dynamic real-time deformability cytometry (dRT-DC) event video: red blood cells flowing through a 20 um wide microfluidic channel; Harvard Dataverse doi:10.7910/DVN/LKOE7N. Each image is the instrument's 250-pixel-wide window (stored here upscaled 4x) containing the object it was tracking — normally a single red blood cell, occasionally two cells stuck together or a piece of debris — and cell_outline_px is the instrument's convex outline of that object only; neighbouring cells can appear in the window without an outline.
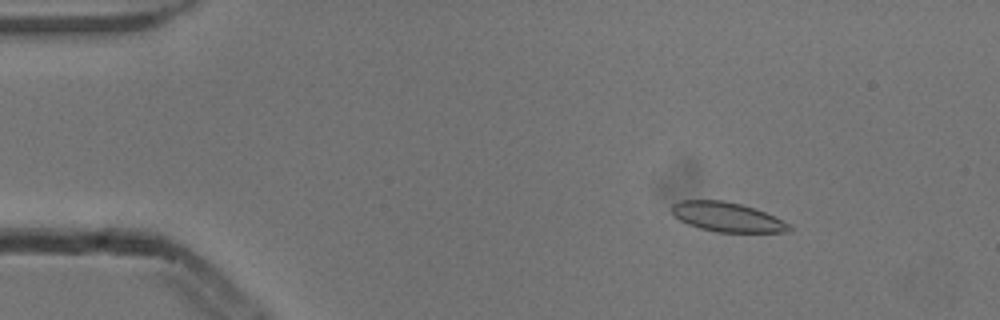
{"species": "common noctule bat (a hibernating species)", "species_latin": "Nyctalus noctula", "temperature_condition": "cold", "stored_images_in_passage": 4, "camera_frame_rate_fps": 3000, "um_per_image_px": 0.085, "animal": {"sex": "male", "body_mass_g": 13.3}, "frame": {"image": 1, "passage_image": 1, "time_ms": 0.0, "image_size_px": [1000, 320], "cell_outline_px": [[792, 228], [788, 232], [716, 232], [700, 228], [688, 224], [680, 220], [672, 212], [672, 204], [680, 200], [724, 200], [740, 204], [764, 212], [792, 224]], "centroid_in_image_um": [61.82, 18.45], "position_along_channel_um": 23.2, "area_um2": 20.06}}